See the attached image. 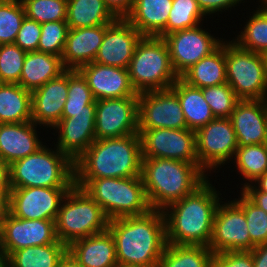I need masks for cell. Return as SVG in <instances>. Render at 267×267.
<instances>
[{
    "label": "cell",
    "instance_id": "603a6c76",
    "mask_svg": "<svg viewBox=\"0 0 267 267\" xmlns=\"http://www.w3.org/2000/svg\"><path fill=\"white\" fill-rule=\"evenodd\" d=\"M109 26L69 29L61 57L64 67L68 70H77L85 64L94 62Z\"/></svg>",
    "mask_w": 267,
    "mask_h": 267
},
{
    "label": "cell",
    "instance_id": "9a60e30c",
    "mask_svg": "<svg viewBox=\"0 0 267 267\" xmlns=\"http://www.w3.org/2000/svg\"><path fill=\"white\" fill-rule=\"evenodd\" d=\"M214 216L208 247L216 254L226 251L252 250L244 210L233 200L221 204Z\"/></svg>",
    "mask_w": 267,
    "mask_h": 267
},
{
    "label": "cell",
    "instance_id": "680465c9",
    "mask_svg": "<svg viewBox=\"0 0 267 267\" xmlns=\"http://www.w3.org/2000/svg\"><path fill=\"white\" fill-rule=\"evenodd\" d=\"M116 267H134V266H125V265H117Z\"/></svg>",
    "mask_w": 267,
    "mask_h": 267
},
{
    "label": "cell",
    "instance_id": "5bb4252c",
    "mask_svg": "<svg viewBox=\"0 0 267 267\" xmlns=\"http://www.w3.org/2000/svg\"><path fill=\"white\" fill-rule=\"evenodd\" d=\"M138 133V96L96 100L95 139Z\"/></svg>",
    "mask_w": 267,
    "mask_h": 267
},
{
    "label": "cell",
    "instance_id": "8fae6325",
    "mask_svg": "<svg viewBox=\"0 0 267 267\" xmlns=\"http://www.w3.org/2000/svg\"><path fill=\"white\" fill-rule=\"evenodd\" d=\"M139 137L143 158L173 159L199 165L195 131L157 128L143 130Z\"/></svg>",
    "mask_w": 267,
    "mask_h": 267
},
{
    "label": "cell",
    "instance_id": "2e32d148",
    "mask_svg": "<svg viewBox=\"0 0 267 267\" xmlns=\"http://www.w3.org/2000/svg\"><path fill=\"white\" fill-rule=\"evenodd\" d=\"M70 188H11L9 213L20 219L56 220Z\"/></svg>",
    "mask_w": 267,
    "mask_h": 267
},
{
    "label": "cell",
    "instance_id": "11a10c76",
    "mask_svg": "<svg viewBox=\"0 0 267 267\" xmlns=\"http://www.w3.org/2000/svg\"><path fill=\"white\" fill-rule=\"evenodd\" d=\"M0 267H9L8 256L0 249Z\"/></svg>",
    "mask_w": 267,
    "mask_h": 267
},
{
    "label": "cell",
    "instance_id": "30bf717a",
    "mask_svg": "<svg viewBox=\"0 0 267 267\" xmlns=\"http://www.w3.org/2000/svg\"><path fill=\"white\" fill-rule=\"evenodd\" d=\"M195 133L198 163L205 172L235 156L238 142L230 118H215Z\"/></svg>",
    "mask_w": 267,
    "mask_h": 267
},
{
    "label": "cell",
    "instance_id": "d590c367",
    "mask_svg": "<svg viewBox=\"0 0 267 267\" xmlns=\"http://www.w3.org/2000/svg\"><path fill=\"white\" fill-rule=\"evenodd\" d=\"M204 16L196 0H173L166 28L157 37L198 26Z\"/></svg>",
    "mask_w": 267,
    "mask_h": 267
},
{
    "label": "cell",
    "instance_id": "ab89813d",
    "mask_svg": "<svg viewBox=\"0 0 267 267\" xmlns=\"http://www.w3.org/2000/svg\"><path fill=\"white\" fill-rule=\"evenodd\" d=\"M26 16L40 24L66 21L67 0H21Z\"/></svg>",
    "mask_w": 267,
    "mask_h": 267
},
{
    "label": "cell",
    "instance_id": "cb8c5ba5",
    "mask_svg": "<svg viewBox=\"0 0 267 267\" xmlns=\"http://www.w3.org/2000/svg\"><path fill=\"white\" fill-rule=\"evenodd\" d=\"M33 121L0 124V159L8 166L37 152L42 146Z\"/></svg>",
    "mask_w": 267,
    "mask_h": 267
},
{
    "label": "cell",
    "instance_id": "e575fe53",
    "mask_svg": "<svg viewBox=\"0 0 267 267\" xmlns=\"http://www.w3.org/2000/svg\"><path fill=\"white\" fill-rule=\"evenodd\" d=\"M234 159L241 175L253 184L267 172V143L238 146Z\"/></svg>",
    "mask_w": 267,
    "mask_h": 267
},
{
    "label": "cell",
    "instance_id": "b9f144b4",
    "mask_svg": "<svg viewBox=\"0 0 267 267\" xmlns=\"http://www.w3.org/2000/svg\"><path fill=\"white\" fill-rule=\"evenodd\" d=\"M26 53L15 43L0 45V83L19 84Z\"/></svg>",
    "mask_w": 267,
    "mask_h": 267
},
{
    "label": "cell",
    "instance_id": "8d00e7d4",
    "mask_svg": "<svg viewBox=\"0 0 267 267\" xmlns=\"http://www.w3.org/2000/svg\"><path fill=\"white\" fill-rule=\"evenodd\" d=\"M96 111V99L87 80L77 70H68V96L63 112Z\"/></svg>",
    "mask_w": 267,
    "mask_h": 267
},
{
    "label": "cell",
    "instance_id": "5b68a950",
    "mask_svg": "<svg viewBox=\"0 0 267 267\" xmlns=\"http://www.w3.org/2000/svg\"><path fill=\"white\" fill-rule=\"evenodd\" d=\"M46 145L9 165L10 188H71L75 184L74 161L58 148Z\"/></svg>",
    "mask_w": 267,
    "mask_h": 267
},
{
    "label": "cell",
    "instance_id": "7a4b0ae2",
    "mask_svg": "<svg viewBox=\"0 0 267 267\" xmlns=\"http://www.w3.org/2000/svg\"><path fill=\"white\" fill-rule=\"evenodd\" d=\"M219 194L207 178L194 192L164 208L167 244L208 246Z\"/></svg>",
    "mask_w": 267,
    "mask_h": 267
},
{
    "label": "cell",
    "instance_id": "db71d44e",
    "mask_svg": "<svg viewBox=\"0 0 267 267\" xmlns=\"http://www.w3.org/2000/svg\"><path fill=\"white\" fill-rule=\"evenodd\" d=\"M58 267H82L70 254H66L60 261Z\"/></svg>",
    "mask_w": 267,
    "mask_h": 267
},
{
    "label": "cell",
    "instance_id": "f6af8a7d",
    "mask_svg": "<svg viewBox=\"0 0 267 267\" xmlns=\"http://www.w3.org/2000/svg\"><path fill=\"white\" fill-rule=\"evenodd\" d=\"M211 267H254L252 250L216 253L213 255Z\"/></svg>",
    "mask_w": 267,
    "mask_h": 267
},
{
    "label": "cell",
    "instance_id": "d6986e66",
    "mask_svg": "<svg viewBox=\"0 0 267 267\" xmlns=\"http://www.w3.org/2000/svg\"><path fill=\"white\" fill-rule=\"evenodd\" d=\"M95 114L96 111L63 112L62 119L54 127L59 130L55 146L73 161L96 140Z\"/></svg>",
    "mask_w": 267,
    "mask_h": 267
},
{
    "label": "cell",
    "instance_id": "f546056e",
    "mask_svg": "<svg viewBox=\"0 0 267 267\" xmlns=\"http://www.w3.org/2000/svg\"><path fill=\"white\" fill-rule=\"evenodd\" d=\"M32 121L31 91L19 84L0 83V124Z\"/></svg>",
    "mask_w": 267,
    "mask_h": 267
},
{
    "label": "cell",
    "instance_id": "1f68e13d",
    "mask_svg": "<svg viewBox=\"0 0 267 267\" xmlns=\"http://www.w3.org/2000/svg\"><path fill=\"white\" fill-rule=\"evenodd\" d=\"M66 254L67 246L63 243L29 246L8 256L9 267H58Z\"/></svg>",
    "mask_w": 267,
    "mask_h": 267
},
{
    "label": "cell",
    "instance_id": "ffe728a7",
    "mask_svg": "<svg viewBox=\"0 0 267 267\" xmlns=\"http://www.w3.org/2000/svg\"><path fill=\"white\" fill-rule=\"evenodd\" d=\"M96 100L138 96L130 83L128 69L88 63L78 69Z\"/></svg>",
    "mask_w": 267,
    "mask_h": 267
},
{
    "label": "cell",
    "instance_id": "c3c4849f",
    "mask_svg": "<svg viewBox=\"0 0 267 267\" xmlns=\"http://www.w3.org/2000/svg\"><path fill=\"white\" fill-rule=\"evenodd\" d=\"M254 267H267V243L252 249Z\"/></svg>",
    "mask_w": 267,
    "mask_h": 267
},
{
    "label": "cell",
    "instance_id": "44dd1931",
    "mask_svg": "<svg viewBox=\"0 0 267 267\" xmlns=\"http://www.w3.org/2000/svg\"><path fill=\"white\" fill-rule=\"evenodd\" d=\"M230 119L238 146L267 143V99L240 100Z\"/></svg>",
    "mask_w": 267,
    "mask_h": 267
},
{
    "label": "cell",
    "instance_id": "3957f363",
    "mask_svg": "<svg viewBox=\"0 0 267 267\" xmlns=\"http://www.w3.org/2000/svg\"><path fill=\"white\" fill-rule=\"evenodd\" d=\"M142 160L139 133L96 139L74 161L75 185L83 188L92 179L141 176Z\"/></svg>",
    "mask_w": 267,
    "mask_h": 267
},
{
    "label": "cell",
    "instance_id": "91938a15",
    "mask_svg": "<svg viewBox=\"0 0 267 267\" xmlns=\"http://www.w3.org/2000/svg\"><path fill=\"white\" fill-rule=\"evenodd\" d=\"M264 56H265L266 66H267V53Z\"/></svg>",
    "mask_w": 267,
    "mask_h": 267
},
{
    "label": "cell",
    "instance_id": "7bdbcfd3",
    "mask_svg": "<svg viewBox=\"0 0 267 267\" xmlns=\"http://www.w3.org/2000/svg\"><path fill=\"white\" fill-rule=\"evenodd\" d=\"M68 31L66 21L42 23L38 51L62 57Z\"/></svg>",
    "mask_w": 267,
    "mask_h": 267
},
{
    "label": "cell",
    "instance_id": "7402d4cb",
    "mask_svg": "<svg viewBox=\"0 0 267 267\" xmlns=\"http://www.w3.org/2000/svg\"><path fill=\"white\" fill-rule=\"evenodd\" d=\"M32 121L54 128L62 119L68 96V69L55 79L31 92Z\"/></svg>",
    "mask_w": 267,
    "mask_h": 267
},
{
    "label": "cell",
    "instance_id": "484cf974",
    "mask_svg": "<svg viewBox=\"0 0 267 267\" xmlns=\"http://www.w3.org/2000/svg\"><path fill=\"white\" fill-rule=\"evenodd\" d=\"M173 0H134L125 19L143 36L157 37L167 25Z\"/></svg>",
    "mask_w": 267,
    "mask_h": 267
},
{
    "label": "cell",
    "instance_id": "4dcf8cb0",
    "mask_svg": "<svg viewBox=\"0 0 267 267\" xmlns=\"http://www.w3.org/2000/svg\"><path fill=\"white\" fill-rule=\"evenodd\" d=\"M117 19L104 0H67L69 29L111 25Z\"/></svg>",
    "mask_w": 267,
    "mask_h": 267
},
{
    "label": "cell",
    "instance_id": "4fadbf2b",
    "mask_svg": "<svg viewBox=\"0 0 267 267\" xmlns=\"http://www.w3.org/2000/svg\"><path fill=\"white\" fill-rule=\"evenodd\" d=\"M200 27L202 26L198 25L163 37L169 49L172 68L178 77L210 55L223 42Z\"/></svg>",
    "mask_w": 267,
    "mask_h": 267
},
{
    "label": "cell",
    "instance_id": "6da1fadb",
    "mask_svg": "<svg viewBox=\"0 0 267 267\" xmlns=\"http://www.w3.org/2000/svg\"><path fill=\"white\" fill-rule=\"evenodd\" d=\"M108 230L115 240L119 265L158 267L167 245L162 210L109 220Z\"/></svg>",
    "mask_w": 267,
    "mask_h": 267
},
{
    "label": "cell",
    "instance_id": "ac0fdd59",
    "mask_svg": "<svg viewBox=\"0 0 267 267\" xmlns=\"http://www.w3.org/2000/svg\"><path fill=\"white\" fill-rule=\"evenodd\" d=\"M142 37L143 35L125 18H118L106 29L94 62L128 69Z\"/></svg>",
    "mask_w": 267,
    "mask_h": 267
},
{
    "label": "cell",
    "instance_id": "74e56055",
    "mask_svg": "<svg viewBox=\"0 0 267 267\" xmlns=\"http://www.w3.org/2000/svg\"><path fill=\"white\" fill-rule=\"evenodd\" d=\"M25 16L21 0H0V45L15 42Z\"/></svg>",
    "mask_w": 267,
    "mask_h": 267
},
{
    "label": "cell",
    "instance_id": "d4e9b609",
    "mask_svg": "<svg viewBox=\"0 0 267 267\" xmlns=\"http://www.w3.org/2000/svg\"><path fill=\"white\" fill-rule=\"evenodd\" d=\"M82 267H116V245L109 230L74 241L67 247Z\"/></svg>",
    "mask_w": 267,
    "mask_h": 267
},
{
    "label": "cell",
    "instance_id": "f35d334b",
    "mask_svg": "<svg viewBox=\"0 0 267 267\" xmlns=\"http://www.w3.org/2000/svg\"><path fill=\"white\" fill-rule=\"evenodd\" d=\"M234 201L244 210L252 249L267 243V213L255 205L242 191L240 198Z\"/></svg>",
    "mask_w": 267,
    "mask_h": 267
},
{
    "label": "cell",
    "instance_id": "9c48e42d",
    "mask_svg": "<svg viewBox=\"0 0 267 267\" xmlns=\"http://www.w3.org/2000/svg\"><path fill=\"white\" fill-rule=\"evenodd\" d=\"M227 83L240 100L267 99V66L265 56L225 43Z\"/></svg>",
    "mask_w": 267,
    "mask_h": 267
},
{
    "label": "cell",
    "instance_id": "60d3db41",
    "mask_svg": "<svg viewBox=\"0 0 267 267\" xmlns=\"http://www.w3.org/2000/svg\"><path fill=\"white\" fill-rule=\"evenodd\" d=\"M202 93L215 118H230L240 101L227 82L202 88Z\"/></svg>",
    "mask_w": 267,
    "mask_h": 267
},
{
    "label": "cell",
    "instance_id": "816d5d0a",
    "mask_svg": "<svg viewBox=\"0 0 267 267\" xmlns=\"http://www.w3.org/2000/svg\"><path fill=\"white\" fill-rule=\"evenodd\" d=\"M0 189H11L9 183V166L0 159Z\"/></svg>",
    "mask_w": 267,
    "mask_h": 267
},
{
    "label": "cell",
    "instance_id": "52a82bcc",
    "mask_svg": "<svg viewBox=\"0 0 267 267\" xmlns=\"http://www.w3.org/2000/svg\"><path fill=\"white\" fill-rule=\"evenodd\" d=\"M129 79L139 94L170 88L179 78L174 72L165 40L143 36L128 67Z\"/></svg>",
    "mask_w": 267,
    "mask_h": 267
},
{
    "label": "cell",
    "instance_id": "f5cc1de1",
    "mask_svg": "<svg viewBox=\"0 0 267 267\" xmlns=\"http://www.w3.org/2000/svg\"><path fill=\"white\" fill-rule=\"evenodd\" d=\"M10 189H0V214L9 213Z\"/></svg>",
    "mask_w": 267,
    "mask_h": 267
},
{
    "label": "cell",
    "instance_id": "ba28073f",
    "mask_svg": "<svg viewBox=\"0 0 267 267\" xmlns=\"http://www.w3.org/2000/svg\"><path fill=\"white\" fill-rule=\"evenodd\" d=\"M83 189L109 220L139 216L151 210L141 176L92 179Z\"/></svg>",
    "mask_w": 267,
    "mask_h": 267
},
{
    "label": "cell",
    "instance_id": "7dc6e473",
    "mask_svg": "<svg viewBox=\"0 0 267 267\" xmlns=\"http://www.w3.org/2000/svg\"><path fill=\"white\" fill-rule=\"evenodd\" d=\"M117 18H125L132 10L134 0H104Z\"/></svg>",
    "mask_w": 267,
    "mask_h": 267
},
{
    "label": "cell",
    "instance_id": "e0dca14e",
    "mask_svg": "<svg viewBox=\"0 0 267 267\" xmlns=\"http://www.w3.org/2000/svg\"><path fill=\"white\" fill-rule=\"evenodd\" d=\"M51 243H62L57 238L54 220L20 219L10 213L3 217L0 249L7 256L29 246Z\"/></svg>",
    "mask_w": 267,
    "mask_h": 267
},
{
    "label": "cell",
    "instance_id": "6f0895ef",
    "mask_svg": "<svg viewBox=\"0 0 267 267\" xmlns=\"http://www.w3.org/2000/svg\"><path fill=\"white\" fill-rule=\"evenodd\" d=\"M261 1V0H260ZM262 2V5H261V7L263 8V9H265V10H267V0H262L261 1Z\"/></svg>",
    "mask_w": 267,
    "mask_h": 267
},
{
    "label": "cell",
    "instance_id": "836d02e7",
    "mask_svg": "<svg viewBox=\"0 0 267 267\" xmlns=\"http://www.w3.org/2000/svg\"><path fill=\"white\" fill-rule=\"evenodd\" d=\"M234 40L240 48L265 55L267 53V10L258 8Z\"/></svg>",
    "mask_w": 267,
    "mask_h": 267
},
{
    "label": "cell",
    "instance_id": "d6a6232c",
    "mask_svg": "<svg viewBox=\"0 0 267 267\" xmlns=\"http://www.w3.org/2000/svg\"><path fill=\"white\" fill-rule=\"evenodd\" d=\"M213 255L204 245L167 244L158 267H211Z\"/></svg>",
    "mask_w": 267,
    "mask_h": 267
},
{
    "label": "cell",
    "instance_id": "f1b7e54d",
    "mask_svg": "<svg viewBox=\"0 0 267 267\" xmlns=\"http://www.w3.org/2000/svg\"><path fill=\"white\" fill-rule=\"evenodd\" d=\"M180 78L201 89L226 83L225 41L210 55L187 69Z\"/></svg>",
    "mask_w": 267,
    "mask_h": 267
},
{
    "label": "cell",
    "instance_id": "8992f818",
    "mask_svg": "<svg viewBox=\"0 0 267 267\" xmlns=\"http://www.w3.org/2000/svg\"><path fill=\"white\" fill-rule=\"evenodd\" d=\"M109 219L100 205L75 184L64 197L55 220L56 235L67 247L76 240L108 230Z\"/></svg>",
    "mask_w": 267,
    "mask_h": 267
},
{
    "label": "cell",
    "instance_id": "ee69618b",
    "mask_svg": "<svg viewBox=\"0 0 267 267\" xmlns=\"http://www.w3.org/2000/svg\"><path fill=\"white\" fill-rule=\"evenodd\" d=\"M40 36L41 24L25 16L14 43L26 52L38 51Z\"/></svg>",
    "mask_w": 267,
    "mask_h": 267
},
{
    "label": "cell",
    "instance_id": "4316f807",
    "mask_svg": "<svg viewBox=\"0 0 267 267\" xmlns=\"http://www.w3.org/2000/svg\"><path fill=\"white\" fill-rule=\"evenodd\" d=\"M66 70L59 56L40 51L27 52L19 85L32 92Z\"/></svg>",
    "mask_w": 267,
    "mask_h": 267
},
{
    "label": "cell",
    "instance_id": "9f6ffc18",
    "mask_svg": "<svg viewBox=\"0 0 267 267\" xmlns=\"http://www.w3.org/2000/svg\"><path fill=\"white\" fill-rule=\"evenodd\" d=\"M7 215V214H0V242H1V238H2V220L3 217Z\"/></svg>",
    "mask_w": 267,
    "mask_h": 267
},
{
    "label": "cell",
    "instance_id": "83f0119b",
    "mask_svg": "<svg viewBox=\"0 0 267 267\" xmlns=\"http://www.w3.org/2000/svg\"><path fill=\"white\" fill-rule=\"evenodd\" d=\"M170 88L178 96L188 129L196 132L215 119L201 88L187 84L180 77Z\"/></svg>",
    "mask_w": 267,
    "mask_h": 267
},
{
    "label": "cell",
    "instance_id": "f907efd6",
    "mask_svg": "<svg viewBox=\"0 0 267 267\" xmlns=\"http://www.w3.org/2000/svg\"><path fill=\"white\" fill-rule=\"evenodd\" d=\"M254 182L256 185L258 184V186L245 183L241 191H261L267 194V172L259 176Z\"/></svg>",
    "mask_w": 267,
    "mask_h": 267
},
{
    "label": "cell",
    "instance_id": "681fc988",
    "mask_svg": "<svg viewBox=\"0 0 267 267\" xmlns=\"http://www.w3.org/2000/svg\"><path fill=\"white\" fill-rule=\"evenodd\" d=\"M255 205L267 213V194L261 191H242Z\"/></svg>",
    "mask_w": 267,
    "mask_h": 267
},
{
    "label": "cell",
    "instance_id": "277c9868",
    "mask_svg": "<svg viewBox=\"0 0 267 267\" xmlns=\"http://www.w3.org/2000/svg\"><path fill=\"white\" fill-rule=\"evenodd\" d=\"M141 177L149 205L155 210L191 194L208 178L199 165L164 158H143Z\"/></svg>",
    "mask_w": 267,
    "mask_h": 267
},
{
    "label": "cell",
    "instance_id": "7c38bea8",
    "mask_svg": "<svg viewBox=\"0 0 267 267\" xmlns=\"http://www.w3.org/2000/svg\"><path fill=\"white\" fill-rule=\"evenodd\" d=\"M157 128H187L180 101L171 88L138 94V133Z\"/></svg>",
    "mask_w": 267,
    "mask_h": 267
},
{
    "label": "cell",
    "instance_id": "bcb514c9",
    "mask_svg": "<svg viewBox=\"0 0 267 267\" xmlns=\"http://www.w3.org/2000/svg\"><path fill=\"white\" fill-rule=\"evenodd\" d=\"M198 7L202 11V13L206 16V14H214L222 10H228L227 8L235 7L237 4L241 3L242 0H196Z\"/></svg>",
    "mask_w": 267,
    "mask_h": 267
}]
</instances>
